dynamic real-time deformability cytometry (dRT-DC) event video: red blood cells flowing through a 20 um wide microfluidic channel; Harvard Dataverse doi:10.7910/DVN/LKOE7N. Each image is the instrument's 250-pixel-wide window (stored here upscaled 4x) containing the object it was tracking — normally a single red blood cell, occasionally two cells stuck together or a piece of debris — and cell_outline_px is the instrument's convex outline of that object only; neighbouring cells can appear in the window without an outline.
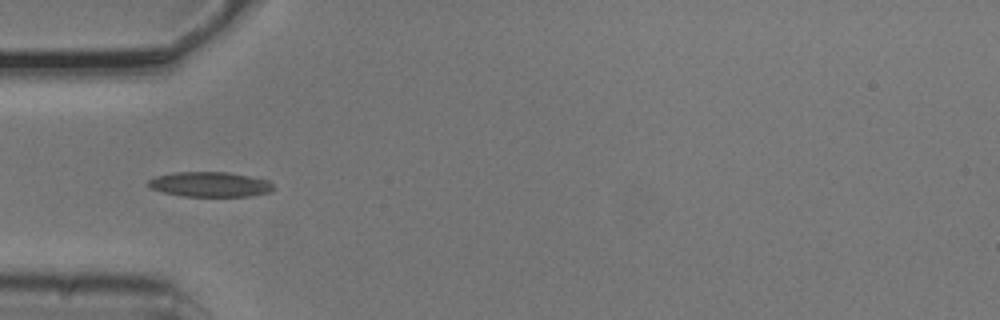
{"species": "common noctule bat (a hibernating species)", "species_latin": "Nyctalus noctula", "temperature_condition": "cold", "stored_images_in_passage": 6, "camera_frame_rate_fps": 3000, "um_per_image_px": 0.085, "animal": {"sex": "male", "body_mass_g": 20.5, "forearm_length_mm": 52.5}, "frame": {"image": 1, "passage_image": 5, "time_ms": 1.333, "image_size_px": [1000, 320], "cell_outline_px": [[276, 188], [272, 192], [248, 196], [184, 196], [164, 192], [152, 188], [148, 184], [148, 180], [156, 176], [172, 172], [228, 172], [268, 180]], "centroid_in_image_um": [17.88, 15.67], "position_along_channel_um": 67.1, "area_um2": 18.15}}
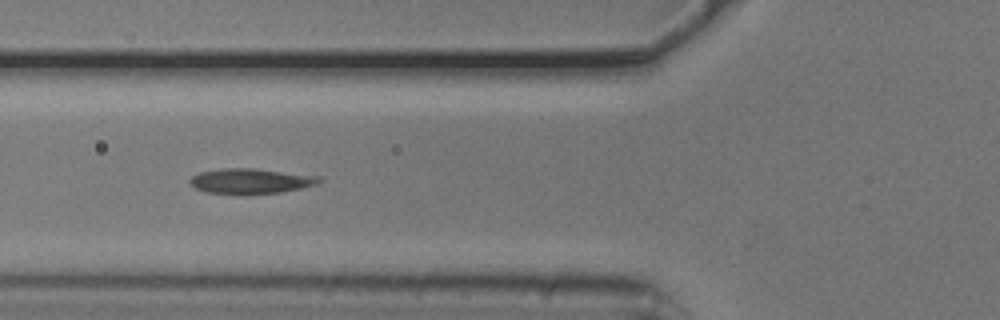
{"frame": {"image": 2, "passage_image": 6, "time_ms": 1.667, "image_size_px": [1000, 320], "cell_outline_px": [[324, 180], [316, 184], [300, 188], [280, 192], [248, 196], [240, 196], [208, 192], [196, 188], [188, 180], [192, 176], [200, 172], [224, 168], [252, 168], [320, 176]], "centroid_in_image_um": [21.31, 15.41], "position_along_channel_um": 104.5, "area_um2": 19.31}}